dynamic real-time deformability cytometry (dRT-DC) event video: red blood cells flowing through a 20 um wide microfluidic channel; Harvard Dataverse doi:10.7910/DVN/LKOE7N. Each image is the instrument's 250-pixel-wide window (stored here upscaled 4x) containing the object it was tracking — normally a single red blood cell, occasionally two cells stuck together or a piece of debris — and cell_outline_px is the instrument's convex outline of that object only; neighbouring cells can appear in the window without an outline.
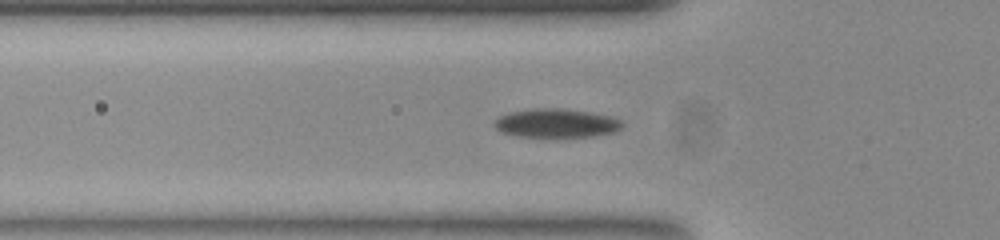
{"species": "common noctule bat (a hibernating species)", "species_latin": "Nyctalus noctula", "temperature_condition": "room temperature", "stored_images_in_passage": 40, "camera_frame_rate_fps": 3000, "um_per_image_px": 0.085, "animal": {"sex": "female", "body_mass_g": 23.0, "forearm_length_mm": 53.4}, "frame": {"image": 1, "passage_image": 3, "time_ms": 0.667, "image_size_px": [1000, 240], "cell_outline_px": [[624, 124], [616, 132], [592, 136], [520, 136], [504, 132], [496, 128], [496, 120], [500, 116], [508, 112], [532, 108], [564, 108], [612, 116], [620, 120]], "centroid_in_image_um": [47.33, 10.45], "position_along_channel_um": 78.5, "area_um2": 21.15}}
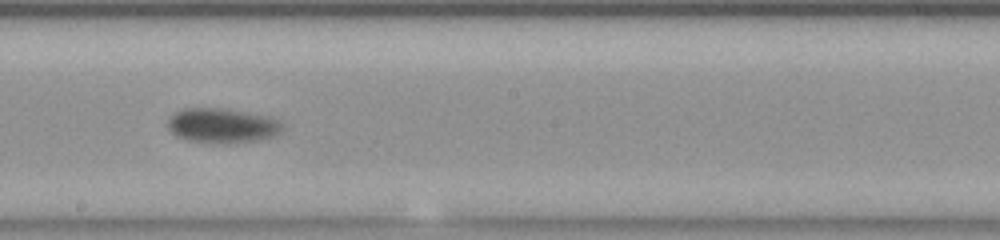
{"frame": {"image": 2, "passage_image": 15, "time_ms": 4.667, "image_size_px": [1000, 240], "cell_outline_px": [[284, 128], [280, 132], [268, 136], [248, 140], [192, 140], [176, 136], [168, 128], [168, 120], [172, 112], [184, 108], [228, 108], [272, 116], [280, 120], [284, 124]], "centroid_in_image_um": [18.88, 10.58], "position_along_channel_um": 229.3, "area_um2": 22.37}}
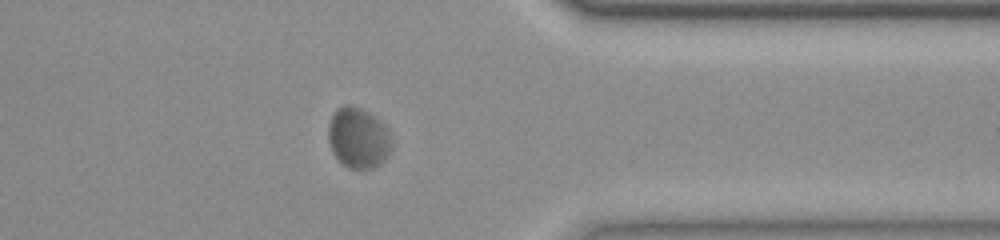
{"frame": {"image": 3, "passage_image": 28, "time_ms": 9.0, "image_size_px": [1000, 240], "cell_outline_px": [[392, 144], [388, 156], [380, 164], [372, 168], [348, 168], [332, 152], [328, 140], [328, 124], [336, 108], [344, 104], [352, 104], [376, 116], [388, 128], [392, 136]], "centroid_in_image_um": [30.47, 11.69], "position_along_channel_um": 380.9, "area_um2": 22.72}, "authors_computed_cell_mechanics": {"area_um2": 22.5131, "velocity_mm_per_s": 3.7693, "shape_relaxation_time_tau1_ms": 2.9437, "shape_relaxation_time_tau2_ms": null, "deformation_change_tau1": 0.0909, "deformation_change_tau2": null}}